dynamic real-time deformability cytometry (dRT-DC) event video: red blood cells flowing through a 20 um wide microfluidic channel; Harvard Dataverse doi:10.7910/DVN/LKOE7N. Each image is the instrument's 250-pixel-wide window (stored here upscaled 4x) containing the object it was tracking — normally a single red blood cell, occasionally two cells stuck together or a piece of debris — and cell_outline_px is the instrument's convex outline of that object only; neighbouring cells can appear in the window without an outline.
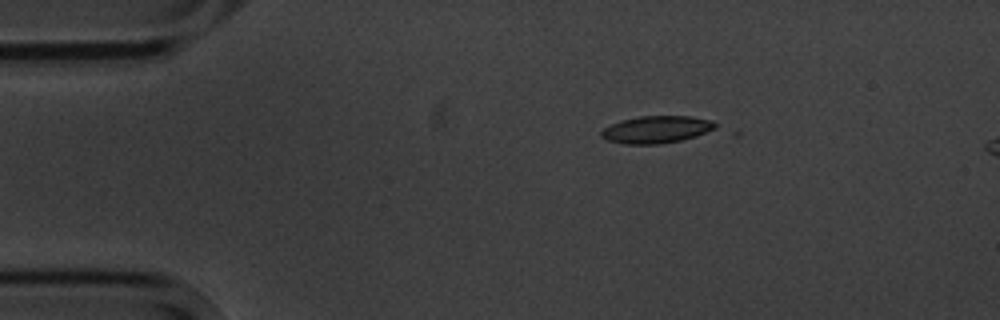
{"species": "common noctule bat (a hibernating species)", "species_latin": "Nyctalus noctula", "temperature_condition": "cold", "stored_images_in_passage": 4, "camera_frame_rate_fps": 3000, "um_per_image_px": 0.085, "animal": {"sex": "male", "body_mass_g": 20.1, "forearm_length_mm": 53.5}, "frame": {"image": 1, "passage_image": 1, "time_ms": 0.0, "image_size_px": [1000, 320], "cell_outline_px": [[716, 128], [696, 136], [680, 140], [660, 144], [624, 144], [608, 140], [600, 136], [600, 132], [604, 128], [620, 120], [640, 116], [692, 116], [712, 120], [716, 124]], "centroid_in_image_um": [55.79, 11.0], "position_along_channel_um": 29.2, "area_um2": 18.09}}
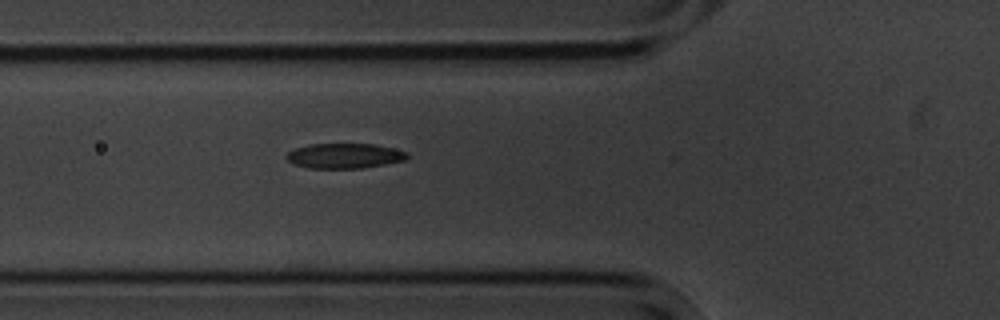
{"frame": {"image": 2, "passage_image": 4, "time_ms": 3.333, "image_size_px": [1000, 320], "cell_outline_px": [[408, 156], [404, 160], [364, 168], [308, 168], [292, 164], [284, 156], [288, 152], [296, 148], [308, 144], [372, 144], [392, 148], [408, 152]], "centroid_in_image_um": [29.24, 13.25], "position_along_channel_um": 96.6, "area_um2": 17.57}}